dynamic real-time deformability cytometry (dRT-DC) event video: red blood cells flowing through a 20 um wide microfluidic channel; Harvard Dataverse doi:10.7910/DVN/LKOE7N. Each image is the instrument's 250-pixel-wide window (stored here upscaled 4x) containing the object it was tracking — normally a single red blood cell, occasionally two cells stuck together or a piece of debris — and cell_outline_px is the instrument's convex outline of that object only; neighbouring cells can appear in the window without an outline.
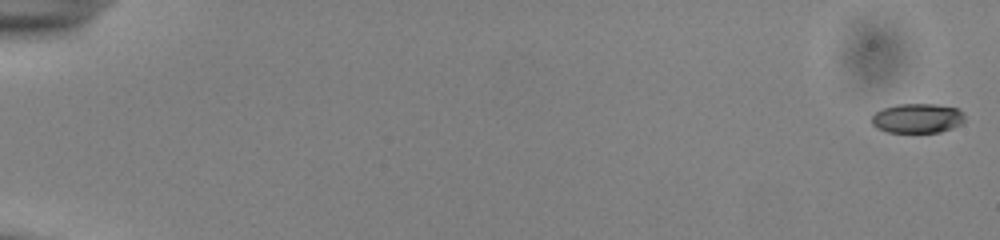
{"species": "common noctule bat (a hibernating species)", "species_latin": "Nyctalus noctula", "temperature_condition": "cold", "stored_images_in_passage": 25, "camera_frame_rate_fps": 3000, "um_per_image_px": 0.085, "animal": {"sex": "male", "body_mass_g": 13.0, "forearm_length_mm": 53.1}, "frame": {"image": 1, "passage_image": 1, "time_ms": 0.0, "image_size_px": [1000, 240], "cell_outline_px": [[964, 120], [960, 124], [952, 128], [940, 132], [888, 132], [876, 128], [872, 124], [872, 116], [876, 112], [884, 108], [900, 104], [936, 104], [956, 108], [964, 112]], "centroid_in_image_um": [77.99, 10.05], "position_along_channel_um": 7.0, "area_um2": 15.95}}
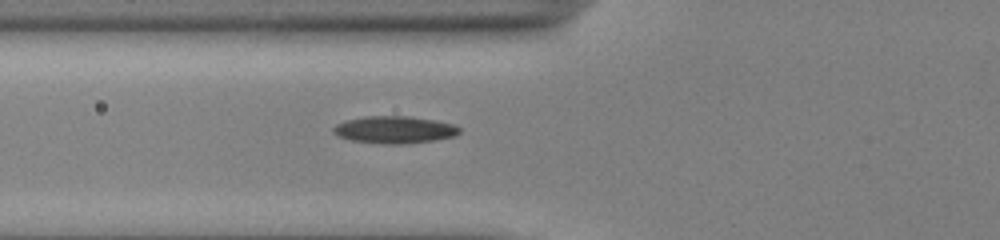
{"frame": {"image": 2, "passage_image": 22, "time_ms": 7.0, "image_size_px": [1000, 240], "cell_outline_px": [[460, 132], [456, 136], [436, 140], [404, 144], [384, 144], [352, 140], [340, 136], [332, 132], [332, 128], [336, 124], [344, 120], [364, 116], [412, 116], [436, 120], [456, 124], [460, 128]], "centroid_in_image_um": [33.57, 11.02], "position_along_channel_um": 92.2, "area_um2": 20.29}}
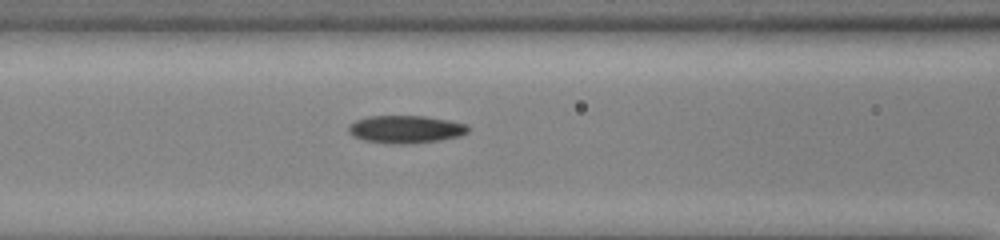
{"frame": {"image": 3, "passage_image": 25, "time_ms": 8.0, "image_size_px": [1000, 240], "cell_outline_px": [[468, 132], [460, 136], [440, 140], [408, 144], [384, 144], [364, 140], [352, 136], [348, 132], [348, 124], [356, 120], [368, 116], [424, 116], [448, 120], [468, 124]], "centroid_in_image_um": [34.45, 11.0], "position_along_channel_um": 132.2, "area_um2": 19.54}}